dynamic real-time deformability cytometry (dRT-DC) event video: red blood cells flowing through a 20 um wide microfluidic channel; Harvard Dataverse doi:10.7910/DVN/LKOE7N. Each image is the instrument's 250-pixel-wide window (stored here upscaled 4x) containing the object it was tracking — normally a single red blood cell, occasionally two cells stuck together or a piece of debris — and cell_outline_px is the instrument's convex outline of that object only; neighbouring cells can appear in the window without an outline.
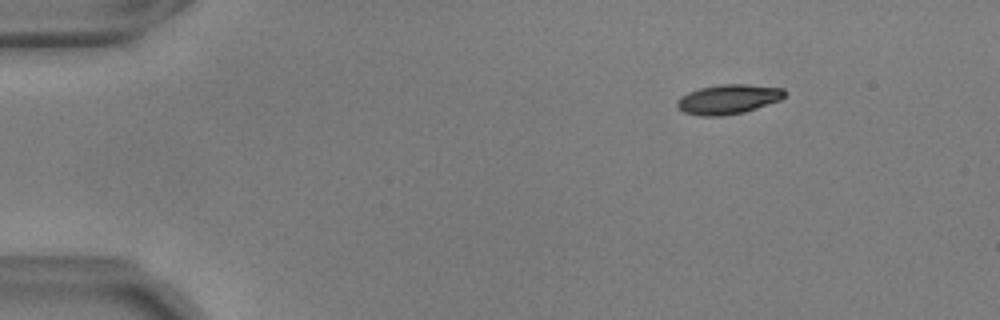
{"species": "common noctule bat (a hibernating species)", "species_latin": "Nyctalus noctula", "temperature_condition": "warm", "stored_images_in_passage": 49, "camera_frame_rate_fps": 3000, "um_per_image_px": 0.085, "animal": {"sex": "male", "body_mass_g": 17.9, "forearm_length_mm": 54.2}, "frame": {"image": 1, "passage_image": 1, "time_ms": 0.0, "image_size_px": [1000, 320], "cell_outline_px": [[784, 96], [780, 100], [744, 112], [724, 116], [700, 116], [684, 112], [676, 104], [676, 100], [680, 96], [688, 92], [700, 88], [720, 84], [748, 84], [784, 88]], "centroid_in_image_um": [61.88, 8.43], "position_along_channel_um": 23.1, "area_um2": 18.55}}
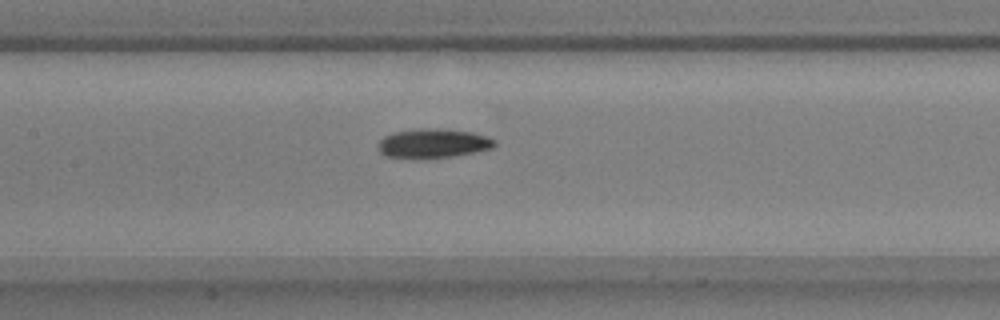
{"frame": {"image": 2, "passage_image": 20, "time_ms": 6.333, "image_size_px": [1000, 320], "cell_outline_px": [[496, 144], [492, 148], [476, 152], [452, 156], [412, 160], [384, 156], [376, 148], [376, 144], [384, 136], [392, 132], [420, 128], [440, 128], [472, 132], [488, 136], [496, 140]], "centroid_in_image_um": [36.76, 12.2], "position_along_channel_um": 170.6, "area_um2": 20.52}}
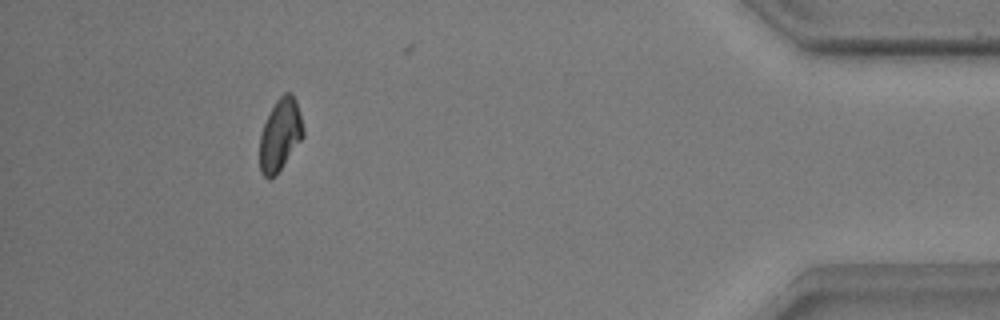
{"frame": {"image": 3, "passage_image": 44, "time_ms": 14.333, "image_size_px": [1000, 320], "cell_outline_px": [[304, 136], [276, 176], [268, 180], [260, 172], [260, 132], [276, 100], [284, 92], [292, 92], [296, 100], [300, 112], [304, 128]], "centroid_in_image_um": [23.82, 11.47], "position_along_channel_um": 411.4, "area_um2": 18.44}, "authors_computed_cell_mechanics": {"area_um2": 18.9584, "velocity_mm_per_s": 3.6752, "shape_relaxation_time_tau1_ms": 6.808, "shape_relaxation_time_tau2_ms": null, "deformation_change_tau1": 0.1581, "deformation_change_tau2": null}}